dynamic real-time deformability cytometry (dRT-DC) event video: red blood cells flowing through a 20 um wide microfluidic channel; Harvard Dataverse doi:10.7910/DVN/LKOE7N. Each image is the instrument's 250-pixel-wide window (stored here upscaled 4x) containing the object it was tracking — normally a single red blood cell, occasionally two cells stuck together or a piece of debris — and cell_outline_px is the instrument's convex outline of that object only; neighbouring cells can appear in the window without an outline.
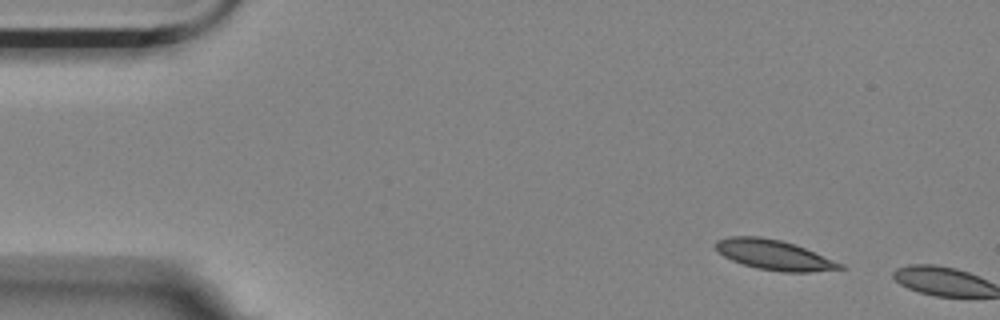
{"species": "Egyptian fruit bat (a non-hibernating species)", "species_latin": "Rousettus aegyptiacus", "temperature_condition": "room temperature", "stored_images_in_passage": 2, "camera_frame_rate_fps": 3000, "um_per_image_px": 0.085, "animal": {"sex": "female"}, "frame": {"image": 1, "passage_image": 1, "time_ms": 0.0, "image_size_px": [1000, 320], "cell_outline_px": [[848, 268], [808, 272], [784, 272], [756, 268], [732, 260], [716, 252], [712, 244], [716, 240], [728, 236], [760, 236], [780, 240], [796, 244], [844, 264]], "centroid_in_image_um": [65.76, 21.65], "position_along_channel_um": 19.2, "area_um2": 22.02}}